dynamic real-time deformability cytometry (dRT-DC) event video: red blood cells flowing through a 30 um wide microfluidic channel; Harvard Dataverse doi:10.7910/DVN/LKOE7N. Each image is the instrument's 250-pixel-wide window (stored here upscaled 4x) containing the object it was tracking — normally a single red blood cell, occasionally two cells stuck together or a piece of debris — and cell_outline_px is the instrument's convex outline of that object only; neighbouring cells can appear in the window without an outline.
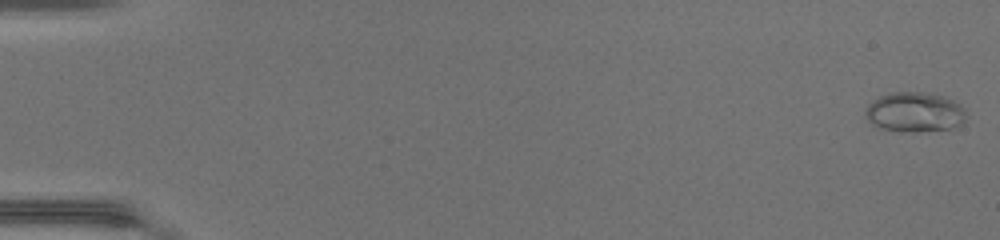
{"species": "common noctule bat (a hibernating species)", "species_latin": "Nyctalus noctula", "temperature_condition": "warm", "stored_images_in_passage": 49, "camera_frame_rate_fps": 3000, "um_per_image_px": 0.085, "animal": {"sex": "female", "body_mass_g": 17.0, "forearm_length_mm": 48.0}, "frame": {"image": 1, "passage_image": 1, "time_ms": 0.0, "image_size_px": [1000, 240], "cell_outline_px": [[968, 116], [960, 124], [952, 128], [916, 132], [904, 132], [880, 128], [872, 124], [864, 116], [864, 112], [868, 104], [872, 100], [880, 96], [892, 92], [920, 92], [944, 96], [960, 104], [964, 108]], "centroid_in_image_um": [77.73, 9.53], "position_along_channel_um": 7.3, "area_um2": 23.58}}
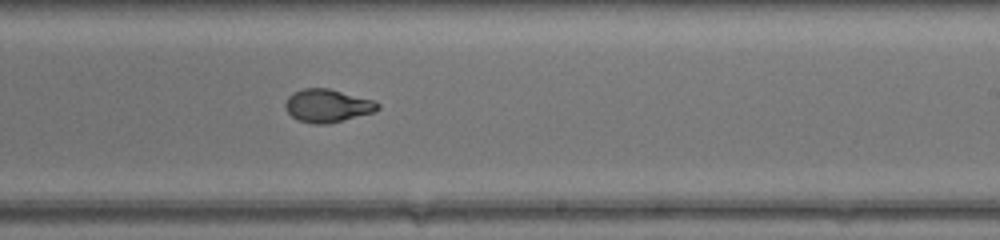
{"frame": {"image": 2, "passage_image": 31, "time_ms": 10.0, "image_size_px": [1000, 240], "cell_outline_px": [[380, 108], [372, 112], [328, 124], [312, 124], [296, 120], [284, 108], [284, 104], [288, 96], [292, 92], [304, 88], [328, 88], [376, 100], [380, 104]], "centroid_in_image_um": [27.81, 8.98], "position_along_channel_um": 261.2, "area_um2": 17.98}}
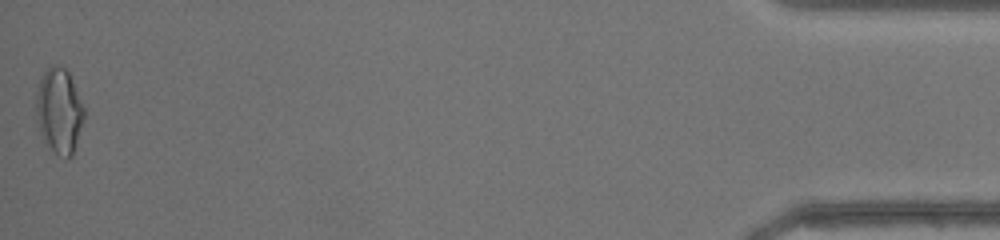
{"frame": {"image": 3, "passage_image": 49, "time_ms": 16.0, "image_size_px": [1000, 240], "cell_outline_px": [[84, 120], [72, 156], [68, 156], [56, 152], [44, 140], [40, 132], [36, 112], [36, 92], [40, 76], [52, 64], [56, 64], [64, 68], [68, 72], [72, 80], [84, 108]], "centroid_in_image_um": [5.02, 9.36], "position_along_channel_um": 430.2, "area_um2": 23.41}, "authors_computed_cell_mechanics": {"area_um2": 18.6116, "velocity_mm_per_s": 4.3643, "shape_relaxation_time_tau1_ms": 9.589, "shape_relaxation_time_tau2_ms": 0.6084, "deformation_change_tau1": 0.3076, "deformation_change_tau2": 0.0476}}